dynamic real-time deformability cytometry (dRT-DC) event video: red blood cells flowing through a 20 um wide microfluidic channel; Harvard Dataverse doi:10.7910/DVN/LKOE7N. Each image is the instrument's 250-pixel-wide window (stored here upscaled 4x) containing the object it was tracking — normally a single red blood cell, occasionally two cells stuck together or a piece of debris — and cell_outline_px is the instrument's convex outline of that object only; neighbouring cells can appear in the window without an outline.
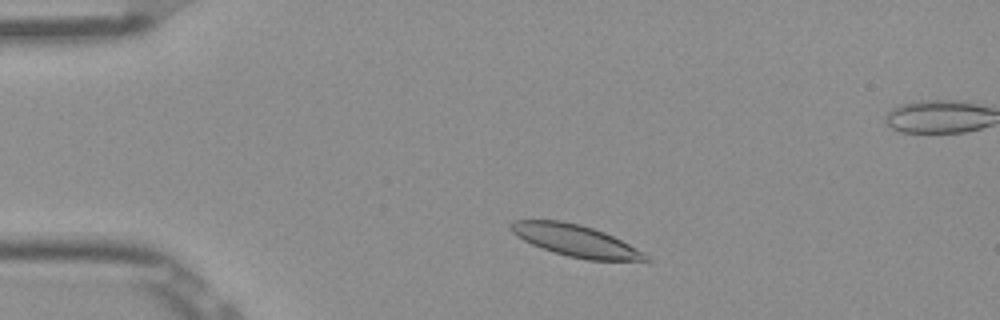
{"species": "Egyptian fruit bat (a non-hibernating species)", "species_latin": "Rousettus aegyptiacus", "temperature_condition": "room temperature", "stored_images_in_passage": 44, "camera_frame_rate_fps": 3000, "um_per_image_px": 0.085, "frame": {"image": 1, "passage_image": 2, "time_ms": 0.333, "image_size_px": [1000, 320], "cell_outline_px": [[652, 260], [588, 260], [568, 256], [532, 244], [516, 236], [508, 228], [508, 224], [512, 220], [560, 220], [580, 224], [604, 232], [644, 252]], "centroid_in_image_um": [48.87, 20.43], "position_along_channel_um": 36.1, "area_um2": 24.62}}
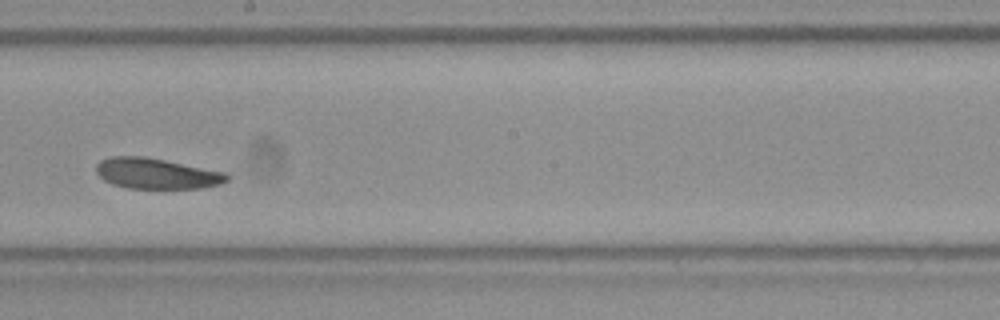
{"frame": {"image": 2, "passage_image": 21, "time_ms": 6.667, "image_size_px": [1000, 320], "cell_outline_px": [[228, 180], [220, 184], [200, 188], [128, 188], [112, 184], [104, 180], [96, 172], [96, 164], [100, 160], [112, 156], [144, 156], [224, 172], [228, 176]], "centroid_in_image_um": [13.26, 14.75], "position_along_channel_um": 234.9, "area_um2": 23.12}}
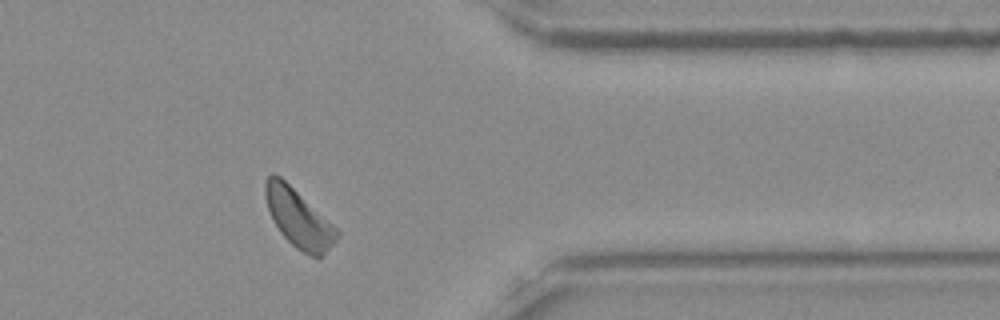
{"frame": {"image": 3, "passage_image": 34, "time_ms": 11.0, "image_size_px": [1000, 320], "cell_outline_px": [[340, 232], [336, 240], [320, 256], [312, 256], [296, 248], [280, 232], [272, 220], [264, 196], [264, 180], [272, 172], [280, 176], [332, 224]], "centroid_in_image_um": [25.32, 18.51], "position_along_channel_um": 386.1, "area_um2": 23.7}, "authors_computed_cell_mechanics": {"area_um2": 23.9003, "velocity_mm_per_s": 3.8197, "shape_relaxation_time_tau1_ms": 4.1865, "shape_relaxation_time_tau2_ms": null, "deformation_change_tau1": 0.096, "deformation_change_tau2": null}}